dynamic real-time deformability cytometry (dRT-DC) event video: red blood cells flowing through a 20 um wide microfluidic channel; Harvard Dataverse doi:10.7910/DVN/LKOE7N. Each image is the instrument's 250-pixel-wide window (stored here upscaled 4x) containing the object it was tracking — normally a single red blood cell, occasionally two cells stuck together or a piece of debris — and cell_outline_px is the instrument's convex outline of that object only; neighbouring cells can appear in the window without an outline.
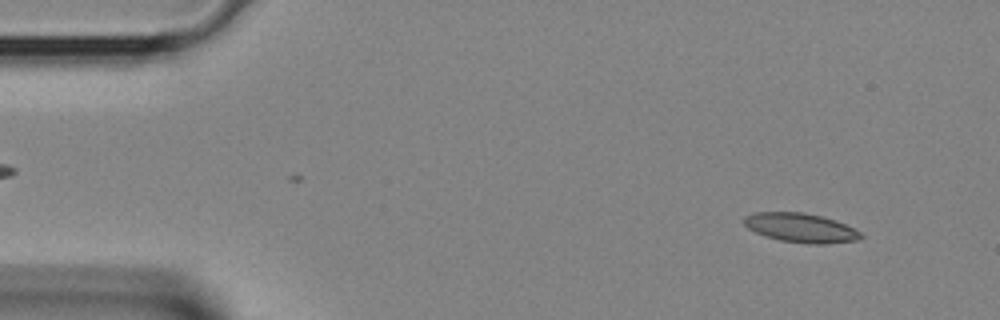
{"species": "Egyptian fruit bat (a non-hibernating species)", "species_latin": "Rousettus aegyptiacus", "temperature_condition": "room temperature", "stored_images_in_passage": 37, "camera_frame_rate_fps": 3000, "um_per_image_px": 0.085, "animal": {"sex": "female"}, "frame": {"image": 1, "passage_image": 3, "time_ms": 0.667, "image_size_px": [1000, 320], "cell_outline_px": [[864, 236], [860, 240], [824, 244], [812, 244], [780, 240], [756, 232], [748, 228], [744, 224], [744, 216], [756, 212], [800, 212], [820, 216], [836, 220], [860, 232]], "centroid_in_image_um": [68.08, 19.36], "position_along_channel_um": 16.9, "area_um2": 19.65}}
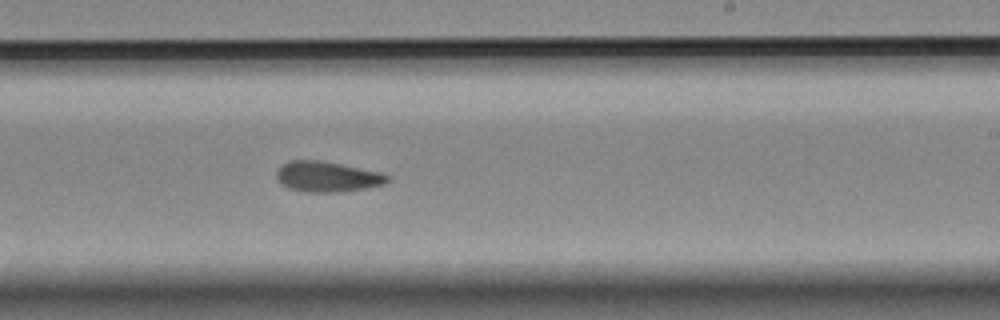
{"frame": {"image": 2, "passage_image": 22, "time_ms": 7.0, "image_size_px": [1000, 320], "cell_outline_px": [[388, 180], [384, 184], [364, 188], [336, 192], [304, 192], [288, 188], [280, 184], [276, 180], [276, 172], [280, 164], [288, 160], [320, 160], [380, 172], [388, 176]], "centroid_in_image_um": [27.71, 15.01], "position_along_channel_um": 261.3, "area_um2": 19.71}}
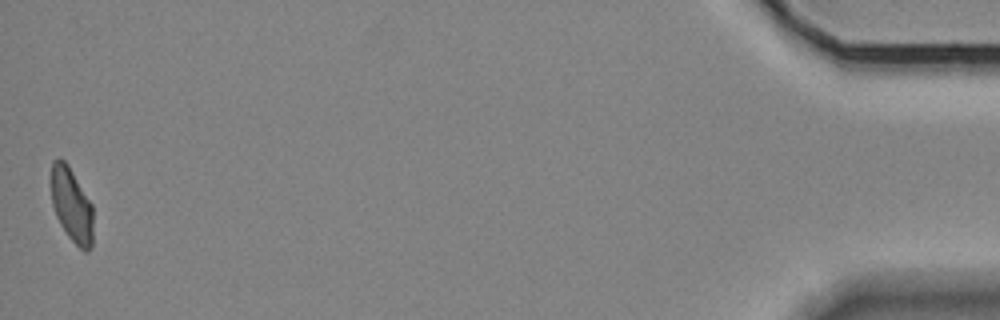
{"frame": {"image": 3, "passage_image": 37, "time_ms": 12.0, "image_size_px": [1000, 320], "cell_outline_px": [[92, 248], [88, 252], [84, 252], [68, 236], [60, 224], [56, 216], [52, 204], [52, 160], [64, 160], [68, 164], [92, 204]], "centroid_in_image_um": [6.1, 17.46], "position_along_channel_um": 429.1, "area_um2": 17.98}}